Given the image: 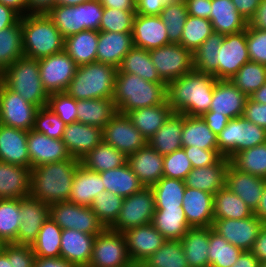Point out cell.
<instances>
[{
  "mask_svg": "<svg viewBox=\"0 0 266 267\" xmlns=\"http://www.w3.org/2000/svg\"><path fill=\"white\" fill-rule=\"evenodd\" d=\"M263 225L253 214L244 219H214L212 230L243 251H251Z\"/></svg>",
  "mask_w": 266,
  "mask_h": 267,
  "instance_id": "cell-15",
  "label": "cell"
},
{
  "mask_svg": "<svg viewBox=\"0 0 266 267\" xmlns=\"http://www.w3.org/2000/svg\"><path fill=\"white\" fill-rule=\"evenodd\" d=\"M116 73L115 66L100 62L78 66L65 92L77 101L113 98Z\"/></svg>",
  "mask_w": 266,
  "mask_h": 267,
  "instance_id": "cell-5",
  "label": "cell"
},
{
  "mask_svg": "<svg viewBox=\"0 0 266 267\" xmlns=\"http://www.w3.org/2000/svg\"><path fill=\"white\" fill-rule=\"evenodd\" d=\"M62 229L49 218L41 226L36 241L31 245L36 257H60Z\"/></svg>",
  "mask_w": 266,
  "mask_h": 267,
  "instance_id": "cell-48",
  "label": "cell"
},
{
  "mask_svg": "<svg viewBox=\"0 0 266 267\" xmlns=\"http://www.w3.org/2000/svg\"><path fill=\"white\" fill-rule=\"evenodd\" d=\"M240 15L248 21L253 17L261 0H231Z\"/></svg>",
  "mask_w": 266,
  "mask_h": 267,
  "instance_id": "cell-69",
  "label": "cell"
},
{
  "mask_svg": "<svg viewBox=\"0 0 266 267\" xmlns=\"http://www.w3.org/2000/svg\"><path fill=\"white\" fill-rule=\"evenodd\" d=\"M104 8L136 11V0H99Z\"/></svg>",
  "mask_w": 266,
  "mask_h": 267,
  "instance_id": "cell-75",
  "label": "cell"
},
{
  "mask_svg": "<svg viewBox=\"0 0 266 267\" xmlns=\"http://www.w3.org/2000/svg\"><path fill=\"white\" fill-rule=\"evenodd\" d=\"M80 163V160L70 157L64 161L31 168L29 196L49 205L68 201L74 175Z\"/></svg>",
  "mask_w": 266,
  "mask_h": 267,
  "instance_id": "cell-2",
  "label": "cell"
},
{
  "mask_svg": "<svg viewBox=\"0 0 266 267\" xmlns=\"http://www.w3.org/2000/svg\"><path fill=\"white\" fill-rule=\"evenodd\" d=\"M155 197V208L182 207L185 192V181L180 179L162 177L151 186Z\"/></svg>",
  "mask_w": 266,
  "mask_h": 267,
  "instance_id": "cell-51",
  "label": "cell"
},
{
  "mask_svg": "<svg viewBox=\"0 0 266 267\" xmlns=\"http://www.w3.org/2000/svg\"><path fill=\"white\" fill-rule=\"evenodd\" d=\"M20 19L16 11L0 3V30L15 25Z\"/></svg>",
  "mask_w": 266,
  "mask_h": 267,
  "instance_id": "cell-71",
  "label": "cell"
},
{
  "mask_svg": "<svg viewBox=\"0 0 266 267\" xmlns=\"http://www.w3.org/2000/svg\"><path fill=\"white\" fill-rule=\"evenodd\" d=\"M265 183L266 179L238 171L228 164L225 186L239 196L253 212L259 206Z\"/></svg>",
  "mask_w": 266,
  "mask_h": 267,
  "instance_id": "cell-22",
  "label": "cell"
},
{
  "mask_svg": "<svg viewBox=\"0 0 266 267\" xmlns=\"http://www.w3.org/2000/svg\"><path fill=\"white\" fill-rule=\"evenodd\" d=\"M136 11L104 8L99 31L132 33Z\"/></svg>",
  "mask_w": 266,
  "mask_h": 267,
  "instance_id": "cell-57",
  "label": "cell"
},
{
  "mask_svg": "<svg viewBox=\"0 0 266 267\" xmlns=\"http://www.w3.org/2000/svg\"><path fill=\"white\" fill-rule=\"evenodd\" d=\"M20 223L16 244L32 245L43 223L49 218L50 205L30 196L20 198Z\"/></svg>",
  "mask_w": 266,
  "mask_h": 267,
  "instance_id": "cell-18",
  "label": "cell"
},
{
  "mask_svg": "<svg viewBox=\"0 0 266 267\" xmlns=\"http://www.w3.org/2000/svg\"><path fill=\"white\" fill-rule=\"evenodd\" d=\"M265 142L266 129L243 116L229 119L226 127L217 135L218 152L229 159L240 151Z\"/></svg>",
  "mask_w": 266,
  "mask_h": 267,
  "instance_id": "cell-7",
  "label": "cell"
},
{
  "mask_svg": "<svg viewBox=\"0 0 266 267\" xmlns=\"http://www.w3.org/2000/svg\"><path fill=\"white\" fill-rule=\"evenodd\" d=\"M169 38V43L180 44L181 37L188 17V10L184 0H169L159 14Z\"/></svg>",
  "mask_w": 266,
  "mask_h": 267,
  "instance_id": "cell-50",
  "label": "cell"
},
{
  "mask_svg": "<svg viewBox=\"0 0 266 267\" xmlns=\"http://www.w3.org/2000/svg\"><path fill=\"white\" fill-rule=\"evenodd\" d=\"M31 168L0 161V199L30 195Z\"/></svg>",
  "mask_w": 266,
  "mask_h": 267,
  "instance_id": "cell-29",
  "label": "cell"
},
{
  "mask_svg": "<svg viewBox=\"0 0 266 267\" xmlns=\"http://www.w3.org/2000/svg\"><path fill=\"white\" fill-rule=\"evenodd\" d=\"M33 267H75L64 258H40L36 257Z\"/></svg>",
  "mask_w": 266,
  "mask_h": 267,
  "instance_id": "cell-74",
  "label": "cell"
},
{
  "mask_svg": "<svg viewBox=\"0 0 266 267\" xmlns=\"http://www.w3.org/2000/svg\"><path fill=\"white\" fill-rule=\"evenodd\" d=\"M80 161L88 170L100 173L123 166L127 163V156L102 141Z\"/></svg>",
  "mask_w": 266,
  "mask_h": 267,
  "instance_id": "cell-42",
  "label": "cell"
},
{
  "mask_svg": "<svg viewBox=\"0 0 266 267\" xmlns=\"http://www.w3.org/2000/svg\"><path fill=\"white\" fill-rule=\"evenodd\" d=\"M55 6V0H28V14H46Z\"/></svg>",
  "mask_w": 266,
  "mask_h": 267,
  "instance_id": "cell-73",
  "label": "cell"
},
{
  "mask_svg": "<svg viewBox=\"0 0 266 267\" xmlns=\"http://www.w3.org/2000/svg\"><path fill=\"white\" fill-rule=\"evenodd\" d=\"M229 158L221 157L215 164L193 168L185 179L186 187L215 194L225 186Z\"/></svg>",
  "mask_w": 266,
  "mask_h": 267,
  "instance_id": "cell-30",
  "label": "cell"
},
{
  "mask_svg": "<svg viewBox=\"0 0 266 267\" xmlns=\"http://www.w3.org/2000/svg\"><path fill=\"white\" fill-rule=\"evenodd\" d=\"M21 221L20 199H0V238L6 244H16Z\"/></svg>",
  "mask_w": 266,
  "mask_h": 267,
  "instance_id": "cell-53",
  "label": "cell"
},
{
  "mask_svg": "<svg viewBox=\"0 0 266 267\" xmlns=\"http://www.w3.org/2000/svg\"><path fill=\"white\" fill-rule=\"evenodd\" d=\"M183 114L173 113L147 143L161 155L182 148Z\"/></svg>",
  "mask_w": 266,
  "mask_h": 267,
  "instance_id": "cell-35",
  "label": "cell"
},
{
  "mask_svg": "<svg viewBox=\"0 0 266 267\" xmlns=\"http://www.w3.org/2000/svg\"><path fill=\"white\" fill-rule=\"evenodd\" d=\"M243 117L248 121L266 129V104H260L249 97L246 100Z\"/></svg>",
  "mask_w": 266,
  "mask_h": 267,
  "instance_id": "cell-65",
  "label": "cell"
},
{
  "mask_svg": "<svg viewBox=\"0 0 266 267\" xmlns=\"http://www.w3.org/2000/svg\"><path fill=\"white\" fill-rule=\"evenodd\" d=\"M89 0H55V6H77L79 4H83Z\"/></svg>",
  "mask_w": 266,
  "mask_h": 267,
  "instance_id": "cell-80",
  "label": "cell"
},
{
  "mask_svg": "<svg viewBox=\"0 0 266 267\" xmlns=\"http://www.w3.org/2000/svg\"><path fill=\"white\" fill-rule=\"evenodd\" d=\"M124 198L112 192L103 191L94 198L91 209L105 228H110L118 219Z\"/></svg>",
  "mask_w": 266,
  "mask_h": 267,
  "instance_id": "cell-55",
  "label": "cell"
},
{
  "mask_svg": "<svg viewBox=\"0 0 266 267\" xmlns=\"http://www.w3.org/2000/svg\"><path fill=\"white\" fill-rule=\"evenodd\" d=\"M38 64L42 85L48 94L65 92L78 67L64 50L39 59Z\"/></svg>",
  "mask_w": 266,
  "mask_h": 267,
  "instance_id": "cell-13",
  "label": "cell"
},
{
  "mask_svg": "<svg viewBox=\"0 0 266 267\" xmlns=\"http://www.w3.org/2000/svg\"><path fill=\"white\" fill-rule=\"evenodd\" d=\"M46 15L64 38L84 31L83 4L77 6H54Z\"/></svg>",
  "mask_w": 266,
  "mask_h": 267,
  "instance_id": "cell-45",
  "label": "cell"
},
{
  "mask_svg": "<svg viewBox=\"0 0 266 267\" xmlns=\"http://www.w3.org/2000/svg\"><path fill=\"white\" fill-rule=\"evenodd\" d=\"M214 195L186 187L182 207L190 227H212Z\"/></svg>",
  "mask_w": 266,
  "mask_h": 267,
  "instance_id": "cell-23",
  "label": "cell"
},
{
  "mask_svg": "<svg viewBox=\"0 0 266 267\" xmlns=\"http://www.w3.org/2000/svg\"><path fill=\"white\" fill-rule=\"evenodd\" d=\"M49 216L62 230L73 229L96 236L105 229L91 207L68 201L51 204Z\"/></svg>",
  "mask_w": 266,
  "mask_h": 267,
  "instance_id": "cell-11",
  "label": "cell"
},
{
  "mask_svg": "<svg viewBox=\"0 0 266 267\" xmlns=\"http://www.w3.org/2000/svg\"><path fill=\"white\" fill-rule=\"evenodd\" d=\"M104 7L99 0H89L83 3L84 30H97L101 23Z\"/></svg>",
  "mask_w": 266,
  "mask_h": 267,
  "instance_id": "cell-64",
  "label": "cell"
},
{
  "mask_svg": "<svg viewBox=\"0 0 266 267\" xmlns=\"http://www.w3.org/2000/svg\"><path fill=\"white\" fill-rule=\"evenodd\" d=\"M27 149L30 168L45 163L64 161L71 157L62 139L50 138L33 129L27 132Z\"/></svg>",
  "mask_w": 266,
  "mask_h": 267,
  "instance_id": "cell-19",
  "label": "cell"
},
{
  "mask_svg": "<svg viewBox=\"0 0 266 267\" xmlns=\"http://www.w3.org/2000/svg\"><path fill=\"white\" fill-rule=\"evenodd\" d=\"M117 73H130L149 82L165 83L151 61L149 50L136 46L122 59L120 66L117 68Z\"/></svg>",
  "mask_w": 266,
  "mask_h": 267,
  "instance_id": "cell-40",
  "label": "cell"
},
{
  "mask_svg": "<svg viewBox=\"0 0 266 267\" xmlns=\"http://www.w3.org/2000/svg\"><path fill=\"white\" fill-rule=\"evenodd\" d=\"M201 117L216 135L226 127L229 121L227 116L223 114H214L211 111L205 112Z\"/></svg>",
  "mask_w": 266,
  "mask_h": 267,
  "instance_id": "cell-68",
  "label": "cell"
},
{
  "mask_svg": "<svg viewBox=\"0 0 266 267\" xmlns=\"http://www.w3.org/2000/svg\"><path fill=\"white\" fill-rule=\"evenodd\" d=\"M21 19L13 26L0 30V74L24 56Z\"/></svg>",
  "mask_w": 266,
  "mask_h": 267,
  "instance_id": "cell-46",
  "label": "cell"
},
{
  "mask_svg": "<svg viewBox=\"0 0 266 267\" xmlns=\"http://www.w3.org/2000/svg\"><path fill=\"white\" fill-rule=\"evenodd\" d=\"M211 3L210 21L214 32L227 35L246 30L248 23L231 0H211Z\"/></svg>",
  "mask_w": 266,
  "mask_h": 267,
  "instance_id": "cell-33",
  "label": "cell"
},
{
  "mask_svg": "<svg viewBox=\"0 0 266 267\" xmlns=\"http://www.w3.org/2000/svg\"><path fill=\"white\" fill-rule=\"evenodd\" d=\"M3 252L12 262V267H33L35 254L31 245L5 244Z\"/></svg>",
  "mask_w": 266,
  "mask_h": 267,
  "instance_id": "cell-62",
  "label": "cell"
},
{
  "mask_svg": "<svg viewBox=\"0 0 266 267\" xmlns=\"http://www.w3.org/2000/svg\"><path fill=\"white\" fill-rule=\"evenodd\" d=\"M208 267H231L242 249L229 243L209 227Z\"/></svg>",
  "mask_w": 266,
  "mask_h": 267,
  "instance_id": "cell-49",
  "label": "cell"
},
{
  "mask_svg": "<svg viewBox=\"0 0 266 267\" xmlns=\"http://www.w3.org/2000/svg\"><path fill=\"white\" fill-rule=\"evenodd\" d=\"M216 80L193 70L166 84L167 102L174 113L202 116L210 109Z\"/></svg>",
  "mask_w": 266,
  "mask_h": 267,
  "instance_id": "cell-1",
  "label": "cell"
},
{
  "mask_svg": "<svg viewBox=\"0 0 266 267\" xmlns=\"http://www.w3.org/2000/svg\"><path fill=\"white\" fill-rule=\"evenodd\" d=\"M249 98L257 103L266 104V82L249 96Z\"/></svg>",
  "mask_w": 266,
  "mask_h": 267,
  "instance_id": "cell-79",
  "label": "cell"
},
{
  "mask_svg": "<svg viewBox=\"0 0 266 267\" xmlns=\"http://www.w3.org/2000/svg\"><path fill=\"white\" fill-rule=\"evenodd\" d=\"M247 98L231 80H216L209 111L229 119L242 117Z\"/></svg>",
  "mask_w": 266,
  "mask_h": 267,
  "instance_id": "cell-24",
  "label": "cell"
},
{
  "mask_svg": "<svg viewBox=\"0 0 266 267\" xmlns=\"http://www.w3.org/2000/svg\"><path fill=\"white\" fill-rule=\"evenodd\" d=\"M99 31L84 30L65 38L64 51L77 66L96 62Z\"/></svg>",
  "mask_w": 266,
  "mask_h": 267,
  "instance_id": "cell-34",
  "label": "cell"
},
{
  "mask_svg": "<svg viewBox=\"0 0 266 267\" xmlns=\"http://www.w3.org/2000/svg\"><path fill=\"white\" fill-rule=\"evenodd\" d=\"M95 235L66 229L61 233L60 257L75 267H88Z\"/></svg>",
  "mask_w": 266,
  "mask_h": 267,
  "instance_id": "cell-26",
  "label": "cell"
},
{
  "mask_svg": "<svg viewBox=\"0 0 266 267\" xmlns=\"http://www.w3.org/2000/svg\"><path fill=\"white\" fill-rule=\"evenodd\" d=\"M192 169L191 161L187 157L184 148H180L170 154L164 155L163 177L185 181Z\"/></svg>",
  "mask_w": 266,
  "mask_h": 267,
  "instance_id": "cell-59",
  "label": "cell"
},
{
  "mask_svg": "<svg viewBox=\"0 0 266 267\" xmlns=\"http://www.w3.org/2000/svg\"><path fill=\"white\" fill-rule=\"evenodd\" d=\"M229 162L238 171L266 179V142L234 154Z\"/></svg>",
  "mask_w": 266,
  "mask_h": 267,
  "instance_id": "cell-47",
  "label": "cell"
},
{
  "mask_svg": "<svg viewBox=\"0 0 266 267\" xmlns=\"http://www.w3.org/2000/svg\"><path fill=\"white\" fill-rule=\"evenodd\" d=\"M181 244L189 267H208L209 227H190Z\"/></svg>",
  "mask_w": 266,
  "mask_h": 267,
  "instance_id": "cell-39",
  "label": "cell"
},
{
  "mask_svg": "<svg viewBox=\"0 0 266 267\" xmlns=\"http://www.w3.org/2000/svg\"><path fill=\"white\" fill-rule=\"evenodd\" d=\"M137 267H189L181 240H167L154 254Z\"/></svg>",
  "mask_w": 266,
  "mask_h": 267,
  "instance_id": "cell-52",
  "label": "cell"
},
{
  "mask_svg": "<svg viewBox=\"0 0 266 267\" xmlns=\"http://www.w3.org/2000/svg\"><path fill=\"white\" fill-rule=\"evenodd\" d=\"M224 34L213 32L201 46L193 52V69L213 75L218 80V49Z\"/></svg>",
  "mask_w": 266,
  "mask_h": 267,
  "instance_id": "cell-44",
  "label": "cell"
},
{
  "mask_svg": "<svg viewBox=\"0 0 266 267\" xmlns=\"http://www.w3.org/2000/svg\"><path fill=\"white\" fill-rule=\"evenodd\" d=\"M122 234L135 266L142 264L167 241L151 223L130 228Z\"/></svg>",
  "mask_w": 266,
  "mask_h": 267,
  "instance_id": "cell-17",
  "label": "cell"
},
{
  "mask_svg": "<svg viewBox=\"0 0 266 267\" xmlns=\"http://www.w3.org/2000/svg\"><path fill=\"white\" fill-rule=\"evenodd\" d=\"M149 53L158 75L166 84L194 70L193 53L180 44L170 43L149 50Z\"/></svg>",
  "mask_w": 266,
  "mask_h": 267,
  "instance_id": "cell-10",
  "label": "cell"
},
{
  "mask_svg": "<svg viewBox=\"0 0 266 267\" xmlns=\"http://www.w3.org/2000/svg\"><path fill=\"white\" fill-rule=\"evenodd\" d=\"M169 0H136V14L159 15Z\"/></svg>",
  "mask_w": 266,
  "mask_h": 267,
  "instance_id": "cell-67",
  "label": "cell"
},
{
  "mask_svg": "<svg viewBox=\"0 0 266 267\" xmlns=\"http://www.w3.org/2000/svg\"><path fill=\"white\" fill-rule=\"evenodd\" d=\"M100 174L105 190L123 198L129 197L144 187L128 163L115 169L100 172Z\"/></svg>",
  "mask_w": 266,
  "mask_h": 267,
  "instance_id": "cell-41",
  "label": "cell"
},
{
  "mask_svg": "<svg viewBox=\"0 0 266 267\" xmlns=\"http://www.w3.org/2000/svg\"><path fill=\"white\" fill-rule=\"evenodd\" d=\"M166 83L146 81L138 75L116 73L113 101L117 112L155 106L167 100Z\"/></svg>",
  "mask_w": 266,
  "mask_h": 267,
  "instance_id": "cell-3",
  "label": "cell"
},
{
  "mask_svg": "<svg viewBox=\"0 0 266 267\" xmlns=\"http://www.w3.org/2000/svg\"><path fill=\"white\" fill-rule=\"evenodd\" d=\"M164 156L159 154L148 143L127 156V163L144 187H151L163 177Z\"/></svg>",
  "mask_w": 266,
  "mask_h": 267,
  "instance_id": "cell-25",
  "label": "cell"
},
{
  "mask_svg": "<svg viewBox=\"0 0 266 267\" xmlns=\"http://www.w3.org/2000/svg\"><path fill=\"white\" fill-rule=\"evenodd\" d=\"M0 161L30 167L27 131L0 124Z\"/></svg>",
  "mask_w": 266,
  "mask_h": 267,
  "instance_id": "cell-27",
  "label": "cell"
},
{
  "mask_svg": "<svg viewBox=\"0 0 266 267\" xmlns=\"http://www.w3.org/2000/svg\"><path fill=\"white\" fill-rule=\"evenodd\" d=\"M155 211V197L151 187H143L129 197H125L120 214L111 230L124 232L130 228L152 222Z\"/></svg>",
  "mask_w": 266,
  "mask_h": 267,
  "instance_id": "cell-9",
  "label": "cell"
},
{
  "mask_svg": "<svg viewBox=\"0 0 266 267\" xmlns=\"http://www.w3.org/2000/svg\"><path fill=\"white\" fill-rule=\"evenodd\" d=\"M66 123L61 120L48 106L38 108L33 130L50 138L62 139Z\"/></svg>",
  "mask_w": 266,
  "mask_h": 267,
  "instance_id": "cell-58",
  "label": "cell"
},
{
  "mask_svg": "<svg viewBox=\"0 0 266 267\" xmlns=\"http://www.w3.org/2000/svg\"><path fill=\"white\" fill-rule=\"evenodd\" d=\"M103 141L126 156L136 153L147 144V140L133 126L127 114L117 112L102 129Z\"/></svg>",
  "mask_w": 266,
  "mask_h": 267,
  "instance_id": "cell-14",
  "label": "cell"
},
{
  "mask_svg": "<svg viewBox=\"0 0 266 267\" xmlns=\"http://www.w3.org/2000/svg\"><path fill=\"white\" fill-rule=\"evenodd\" d=\"M183 148L193 168L213 165L222 157L218 150H205L196 146Z\"/></svg>",
  "mask_w": 266,
  "mask_h": 267,
  "instance_id": "cell-63",
  "label": "cell"
},
{
  "mask_svg": "<svg viewBox=\"0 0 266 267\" xmlns=\"http://www.w3.org/2000/svg\"><path fill=\"white\" fill-rule=\"evenodd\" d=\"M105 186L100 173L88 170L81 163L76 169L68 202L91 207V204Z\"/></svg>",
  "mask_w": 266,
  "mask_h": 267,
  "instance_id": "cell-31",
  "label": "cell"
},
{
  "mask_svg": "<svg viewBox=\"0 0 266 267\" xmlns=\"http://www.w3.org/2000/svg\"><path fill=\"white\" fill-rule=\"evenodd\" d=\"M88 267H135L123 234L110 228L97 234Z\"/></svg>",
  "mask_w": 266,
  "mask_h": 267,
  "instance_id": "cell-8",
  "label": "cell"
},
{
  "mask_svg": "<svg viewBox=\"0 0 266 267\" xmlns=\"http://www.w3.org/2000/svg\"><path fill=\"white\" fill-rule=\"evenodd\" d=\"M62 141L70 156L81 160L103 141L102 129L80 122L67 124Z\"/></svg>",
  "mask_w": 266,
  "mask_h": 267,
  "instance_id": "cell-20",
  "label": "cell"
},
{
  "mask_svg": "<svg viewBox=\"0 0 266 267\" xmlns=\"http://www.w3.org/2000/svg\"><path fill=\"white\" fill-rule=\"evenodd\" d=\"M182 148L196 146L205 150H218L217 135L201 116L183 114Z\"/></svg>",
  "mask_w": 266,
  "mask_h": 267,
  "instance_id": "cell-37",
  "label": "cell"
},
{
  "mask_svg": "<svg viewBox=\"0 0 266 267\" xmlns=\"http://www.w3.org/2000/svg\"><path fill=\"white\" fill-rule=\"evenodd\" d=\"M246 43L250 61L266 66V31L246 27Z\"/></svg>",
  "mask_w": 266,
  "mask_h": 267,
  "instance_id": "cell-61",
  "label": "cell"
},
{
  "mask_svg": "<svg viewBox=\"0 0 266 267\" xmlns=\"http://www.w3.org/2000/svg\"><path fill=\"white\" fill-rule=\"evenodd\" d=\"M47 106L66 124L77 122V100L66 92L49 94Z\"/></svg>",
  "mask_w": 266,
  "mask_h": 267,
  "instance_id": "cell-60",
  "label": "cell"
},
{
  "mask_svg": "<svg viewBox=\"0 0 266 267\" xmlns=\"http://www.w3.org/2000/svg\"><path fill=\"white\" fill-rule=\"evenodd\" d=\"M133 47L132 33L99 31L96 62L118 68L122 59Z\"/></svg>",
  "mask_w": 266,
  "mask_h": 267,
  "instance_id": "cell-28",
  "label": "cell"
},
{
  "mask_svg": "<svg viewBox=\"0 0 266 267\" xmlns=\"http://www.w3.org/2000/svg\"><path fill=\"white\" fill-rule=\"evenodd\" d=\"M132 37L134 46L146 50L170 44L167 29L159 15L135 14Z\"/></svg>",
  "mask_w": 266,
  "mask_h": 267,
  "instance_id": "cell-21",
  "label": "cell"
},
{
  "mask_svg": "<svg viewBox=\"0 0 266 267\" xmlns=\"http://www.w3.org/2000/svg\"><path fill=\"white\" fill-rule=\"evenodd\" d=\"M24 56L42 59L64 50L65 38L46 14L21 17Z\"/></svg>",
  "mask_w": 266,
  "mask_h": 267,
  "instance_id": "cell-4",
  "label": "cell"
},
{
  "mask_svg": "<svg viewBox=\"0 0 266 267\" xmlns=\"http://www.w3.org/2000/svg\"><path fill=\"white\" fill-rule=\"evenodd\" d=\"M213 32L212 24L209 19L188 15L180 45L193 53Z\"/></svg>",
  "mask_w": 266,
  "mask_h": 267,
  "instance_id": "cell-56",
  "label": "cell"
},
{
  "mask_svg": "<svg viewBox=\"0 0 266 267\" xmlns=\"http://www.w3.org/2000/svg\"><path fill=\"white\" fill-rule=\"evenodd\" d=\"M254 212L245 202L224 186L214 194V219H244L252 216Z\"/></svg>",
  "mask_w": 266,
  "mask_h": 267,
  "instance_id": "cell-43",
  "label": "cell"
},
{
  "mask_svg": "<svg viewBox=\"0 0 266 267\" xmlns=\"http://www.w3.org/2000/svg\"><path fill=\"white\" fill-rule=\"evenodd\" d=\"M248 26L266 31V0H261L253 17L248 21Z\"/></svg>",
  "mask_w": 266,
  "mask_h": 267,
  "instance_id": "cell-72",
  "label": "cell"
},
{
  "mask_svg": "<svg viewBox=\"0 0 266 267\" xmlns=\"http://www.w3.org/2000/svg\"><path fill=\"white\" fill-rule=\"evenodd\" d=\"M151 224L167 240H181L190 228L183 207L155 208Z\"/></svg>",
  "mask_w": 266,
  "mask_h": 267,
  "instance_id": "cell-38",
  "label": "cell"
},
{
  "mask_svg": "<svg viewBox=\"0 0 266 267\" xmlns=\"http://www.w3.org/2000/svg\"><path fill=\"white\" fill-rule=\"evenodd\" d=\"M230 80L249 97L266 82V66L249 61Z\"/></svg>",
  "mask_w": 266,
  "mask_h": 267,
  "instance_id": "cell-54",
  "label": "cell"
},
{
  "mask_svg": "<svg viewBox=\"0 0 266 267\" xmlns=\"http://www.w3.org/2000/svg\"><path fill=\"white\" fill-rule=\"evenodd\" d=\"M77 122L101 129L117 113L113 98L85 99L77 101Z\"/></svg>",
  "mask_w": 266,
  "mask_h": 267,
  "instance_id": "cell-36",
  "label": "cell"
},
{
  "mask_svg": "<svg viewBox=\"0 0 266 267\" xmlns=\"http://www.w3.org/2000/svg\"><path fill=\"white\" fill-rule=\"evenodd\" d=\"M187 6L188 15L210 20L212 12L211 0H184Z\"/></svg>",
  "mask_w": 266,
  "mask_h": 267,
  "instance_id": "cell-66",
  "label": "cell"
},
{
  "mask_svg": "<svg viewBox=\"0 0 266 267\" xmlns=\"http://www.w3.org/2000/svg\"><path fill=\"white\" fill-rule=\"evenodd\" d=\"M0 3L13 9L21 17L28 14V0H0Z\"/></svg>",
  "mask_w": 266,
  "mask_h": 267,
  "instance_id": "cell-77",
  "label": "cell"
},
{
  "mask_svg": "<svg viewBox=\"0 0 266 267\" xmlns=\"http://www.w3.org/2000/svg\"><path fill=\"white\" fill-rule=\"evenodd\" d=\"M174 113L167 100L155 106L135 109L127 113L133 126L148 141Z\"/></svg>",
  "mask_w": 266,
  "mask_h": 267,
  "instance_id": "cell-32",
  "label": "cell"
},
{
  "mask_svg": "<svg viewBox=\"0 0 266 267\" xmlns=\"http://www.w3.org/2000/svg\"><path fill=\"white\" fill-rule=\"evenodd\" d=\"M0 81L38 108L47 106L49 94L42 85L37 59L22 56L0 74Z\"/></svg>",
  "mask_w": 266,
  "mask_h": 267,
  "instance_id": "cell-6",
  "label": "cell"
},
{
  "mask_svg": "<svg viewBox=\"0 0 266 267\" xmlns=\"http://www.w3.org/2000/svg\"><path fill=\"white\" fill-rule=\"evenodd\" d=\"M249 61L246 30L225 35L218 49V80H230Z\"/></svg>",
  "mask_w": 266,
  "mask_h": 267,
  "instance_id": "cell-16",
  "label": "cell"
},
{
  "mask_svg": "<svg viewBox=\"0 0 266 267\" xmlns=\"http://www.w3.org/2000/svg\"><path fill=\"white\" fill-rule=\"evenodd\" d=\"M231 267H260V262L251 251H243Z\"/></svg>",
  "mask_w": 266,
  "mask_h": 267,
  "instance_id": "cell-76",
  "label": "cell"
},
{
  "mask_svg": "<svg viewBox=\"0 0 266 267\" xmlns=\"http://www.w3.org/2000/svg\"><path fill=\"white\" fill-rule=\"evenodd\" d=\"M254 215L259 218L264 225H266V183L263 188V194L261 196L259 206L254 212Z\"/></svg>",
  "mask_w": 266,
  "mask_h": 267,
  "instance_id": "cell-78",
  "label": "cell"
},
{
  "mask_svg": "<svg viewBox=\"0 0 266 267\" xmlns=\"http://www.w3.org/2000/svg\"><path fill=\"white\" fill-rule=\"evenodd\" d=\"M38 107L24 100L0 81V124L29 131L33 129Z\"/></svg>",
  "mask_w": 266,
  "mask_h": 267,
  "instance_id": "cell-12",
  "label": "cell"
},
{
  "mask_svg": "<svg viewBox=\"0 0 266 267\" xmlns=\"http://www.w3.org/2000/svg\"><path fill=\"white\" fill-rule=\"evenodd\" d=\"M251 252L260 263L266 262V225L260 229Z\"/></svg>",
  "mask_w": 266,
  "mask_h": 267,
  "instance_id": "cell-70",
  "label": "cell"
}]
</instances>
